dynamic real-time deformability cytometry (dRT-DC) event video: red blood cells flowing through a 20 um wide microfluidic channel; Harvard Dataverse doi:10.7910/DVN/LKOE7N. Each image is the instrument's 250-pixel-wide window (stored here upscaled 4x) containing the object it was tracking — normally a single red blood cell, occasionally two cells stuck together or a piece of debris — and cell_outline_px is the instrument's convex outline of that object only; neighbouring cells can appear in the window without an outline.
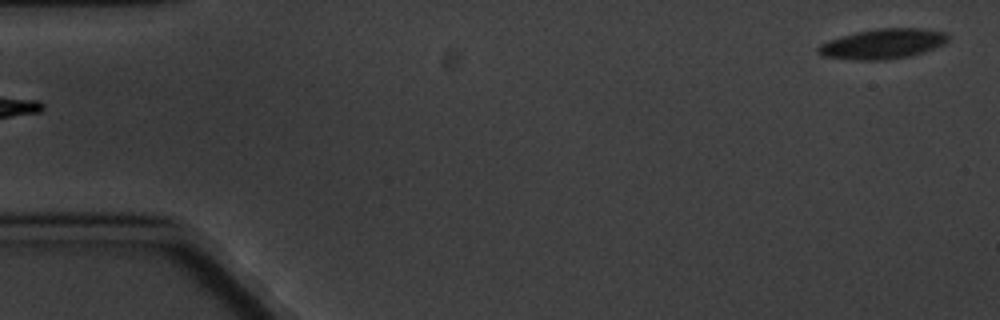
{"species": "common noctule bat (a hibernating species)", "species_latin": "Nyctalus noctula", "temperature_condition": "cold", "stored_images_in_passage": 6, "segment_of_instrument_passage": [2, 2], "camera_frame_rate_fps": 3000, "um_per_image_px": 0.085, "animal": {"sex": "male", "body_mass_g": 20.1, "forearm_length_mm": 53.5}, "frame": {"image": 1, "passage_image": 6, "time_ms": 6.667, "image_size_px": [1000, 320], "cell_outline_px": [[948, 40], [944, 44], [924, 52], [908, 56], [884, 60], [856, 60], [820, 56], [816, 52], [816, 48], [820, 44], [828, 40], [840, 36], [856, 32], [876, 28], [920, 28], [948, 32]], "centroid_in_image_um": [75.01, 3.72], "position_along_channel_um": 10.0, "area_um2": 22.95}}